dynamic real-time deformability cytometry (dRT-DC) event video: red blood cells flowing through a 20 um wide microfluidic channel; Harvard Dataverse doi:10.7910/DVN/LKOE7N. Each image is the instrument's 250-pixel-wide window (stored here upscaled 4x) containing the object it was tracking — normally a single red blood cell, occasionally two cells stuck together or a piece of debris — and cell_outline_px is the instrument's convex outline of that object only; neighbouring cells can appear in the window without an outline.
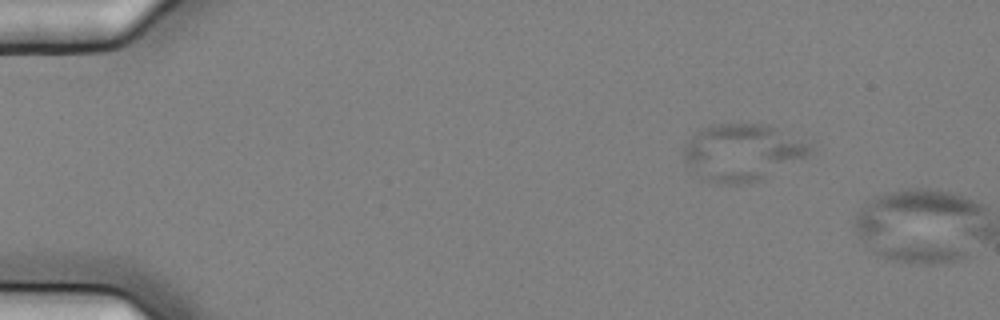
{"species": "common noctule bat (a hibernating species)", "species_latin": "Nyctalus noctula", "temperature_condition": "cold", "stored_images_in_passage": 3, "camera_frame_rate_fps": 3000, "um_per_image_px": 0.085, "animal": {"sex": "female", "body_mass_g": 25.1}, "frame": {"image": 1, "passage_image": 2, "time_ms": 0.333, "image_size_px": [1000, 320], "cell_outline_px": [[816, 144], [812, 152], [808, 156], [760, 180], [740, 184], [716, 184], [708, 180], [684, 160], [684, 144], [696, 132], [712, 124], [768, 124]], "centroid_in_image_um": [63.19, 12.92], "position_along_channel_um": 21.8, "area_um2": 41.79}}